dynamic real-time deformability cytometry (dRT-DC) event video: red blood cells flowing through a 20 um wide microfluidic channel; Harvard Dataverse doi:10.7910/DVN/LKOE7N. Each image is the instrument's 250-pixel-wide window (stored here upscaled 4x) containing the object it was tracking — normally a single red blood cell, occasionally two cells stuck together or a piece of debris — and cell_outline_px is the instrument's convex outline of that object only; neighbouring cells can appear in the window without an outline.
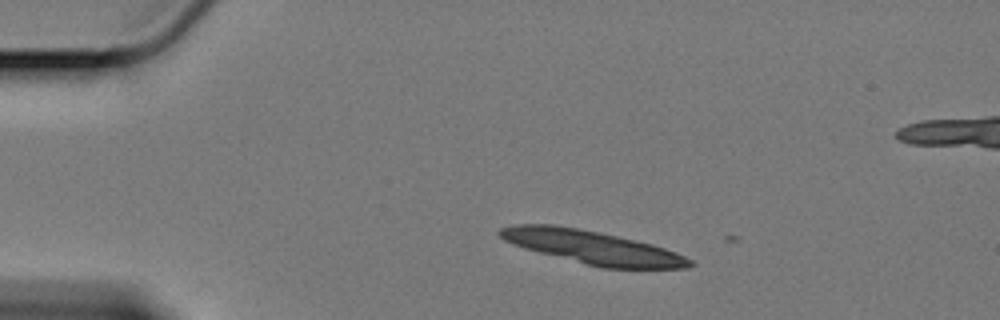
{"species": "Egyptian fruit bat (a non-hibernating species)", "species_latin": "Rousettus aegyptiacus", "temperature_condition": "cold", "stored_images_in_passage": 3, "camera_frame_rate_fps": 3000, "um_per_image_px": 0.085, "animal": {"sex": "female"}, "frame": {"image": 1, "passage_image": 1, "time_ms": 0.0, "image_size_px": [1000, 320], "cell_outline_px": [[696, 264], [688, 268], [600, 268], [584, 264], [524, 248], [512, 244], [504, 240], [496, 232], [500, 228], [516, 224], [552, 224], [600, 232], [652, 244], [676, 252], [692, 260]], "centroid_in_image_um": [50.34, 21.02], "position_along_channel_um": 34.7, "area_um2": 36.76}}